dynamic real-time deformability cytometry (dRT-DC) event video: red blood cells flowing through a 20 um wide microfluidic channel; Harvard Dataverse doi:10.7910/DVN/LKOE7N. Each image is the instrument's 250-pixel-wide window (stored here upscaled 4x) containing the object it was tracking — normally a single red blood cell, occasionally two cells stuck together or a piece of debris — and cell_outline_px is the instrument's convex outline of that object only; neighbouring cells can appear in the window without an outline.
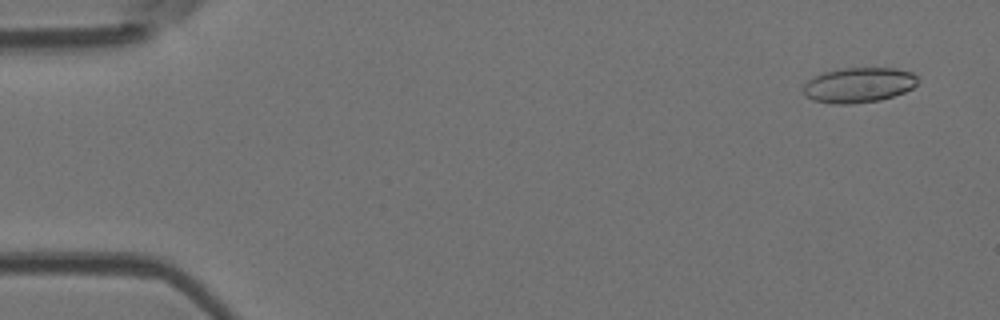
{"species": "Egyptian fruit bat (a non-hibernating species)", "species_latin": "Rousettus aegyptiacus", "temperature_condition": "room temperature", "stored_images_in_passage": 4, "camera_frame_rate_fps": 3000, "um_per_image_px": 0.085, "animal": {"sex": "female"}, "frame": {"image": 1, "passage_image": 1, "time_ms": 0.0, "image_size_px": [1000, 320], "cell_outline_px": [[920, 80], [912, 88], [904, 92], [880, 100], [852, 104], [832, 104], [812, 100], [804, 96], [804, 84], [808, 80], [824, 72], [844, 68], [896, 68], [912, 72]], "centroid_in_image_um": [72.99, 7.23], "position_along_channel_um": 12.0, "area_um2": 23.47}}
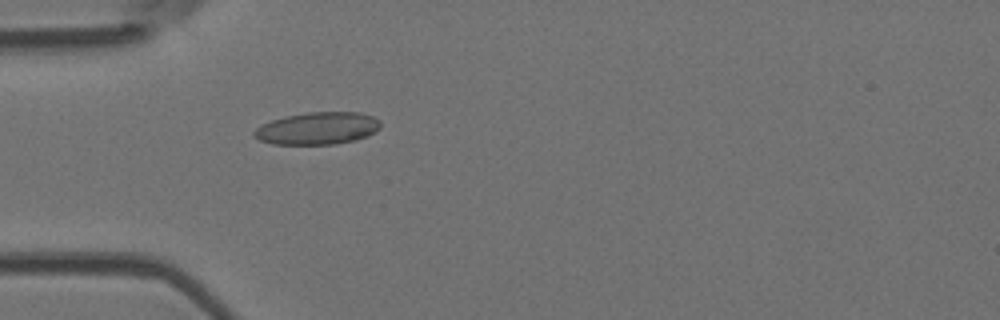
{"frame": {"image": 2, "passage_image": 4, "time_ms": 4.333, "image_size_px": [1000, 320], "cell_outline_px": [[380, 128], [376, 132], [368, 136], [356, 140], [336, 144], [272, 144], [260, 140], [252, 136], [252, 132], [260, 124], [284, 116], [308, 112], [360, 112], [372, 116], [380, 120]], "centroid_in_image_um": [26.99, 10.91], "position_along_channel_um": 58.0, "area_um2": 24.1}}